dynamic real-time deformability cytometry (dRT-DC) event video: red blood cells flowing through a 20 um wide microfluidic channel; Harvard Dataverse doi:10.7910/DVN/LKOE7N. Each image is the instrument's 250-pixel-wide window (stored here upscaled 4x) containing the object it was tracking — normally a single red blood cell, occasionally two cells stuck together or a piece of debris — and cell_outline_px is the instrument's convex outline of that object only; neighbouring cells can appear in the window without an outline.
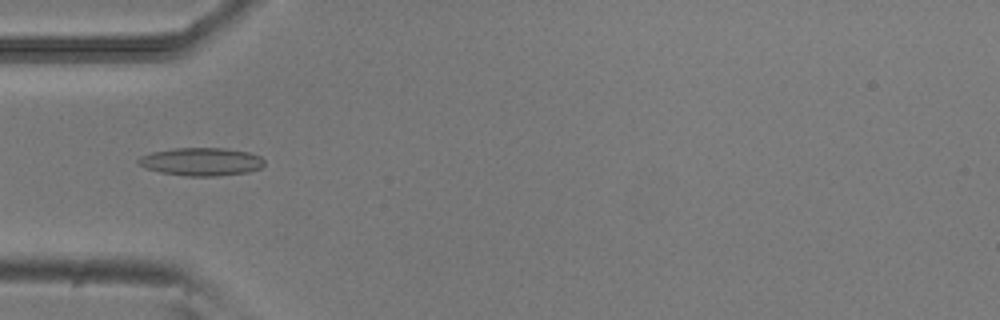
{"species": "common noctule bat (a hibernating species)", "species_latin": "Nyctalus noctula", "temperature_condition": "room temperature", "stored_images_in_passage": 51, "camera_frame_rate_fps": 3000, "um_per_image_px": 0.085, "animal": {"sex": "male", "body_mass_g": 20.5, "forearm_length_mm": 52.5}, "frame": {"image": 1, "passage_image": 16, "time_ms": 5.0, "image_size_px": [1000, 320], "cell_outline_px": [[264, 164], [260, 168], [248, 172], [216, 176], [184, 176], [160, 172], [144, 168], [136, 160], [140, 156], [152, 152], [176, 148], [224, 148], [248, 152], [260, 156], [264, 160]], "centroid_in_image_um": [17.1, 13.74], "position_along_channel_um": 67.9, "area_um2": 20.58}}
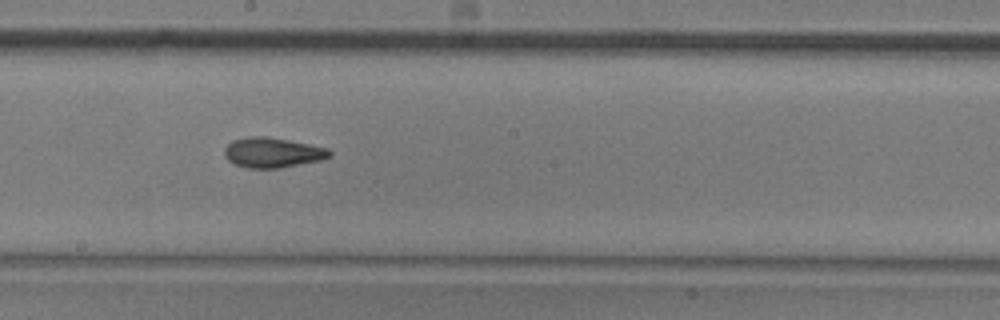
{"frame": {"image": 2, "passage_image": 28, "time_ms": 9.0, "image_size_px": [1000, 320], "cell_outline_px": [[332, 156], [320, 160], [280, 168], [248, 168], [236, 164], [228, 160], [224, 156], [224, 148], [232, 140], [248, 136], [268, 136], [328, 148], [332, 152]], "centroid_in_image_um": [23.15, 12.96], "position_along_channel_um": 225.0, "area_um2": 18.44}}
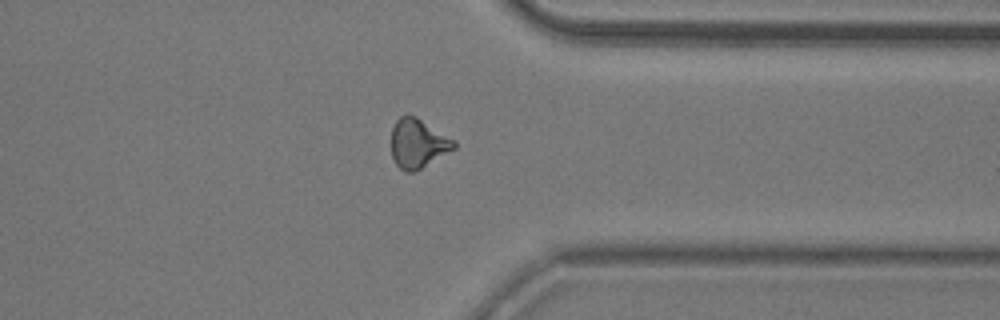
{"frame": {"image": 3, "passage_image": 40, "time_ms": 13.0, "image_size_px": [1000, 320], "cell_outline_px": [[456, 148], [420, 168], [412, 172], [404, 172], [396, 164], [392, 156], [392, 128], [396, 120], [400, 116], [416, 116], [456, 140]], "centroid_in_image_um": [35.54, 12.18], "position_along_channel_um": 375.9, "area_um2": 17.8}, "authors_computed_cell_mechanics": {"area_um2": 17.8024, "velocity_mm_per_s": 3.8915, "shape_relaxation_time_tau1_ms": 3.7849, "shape_relaxation_time_tau2_ms": 2.959, "deformation_change_tau1": 0.1305, "deformation_change_tau2": 0.111}}